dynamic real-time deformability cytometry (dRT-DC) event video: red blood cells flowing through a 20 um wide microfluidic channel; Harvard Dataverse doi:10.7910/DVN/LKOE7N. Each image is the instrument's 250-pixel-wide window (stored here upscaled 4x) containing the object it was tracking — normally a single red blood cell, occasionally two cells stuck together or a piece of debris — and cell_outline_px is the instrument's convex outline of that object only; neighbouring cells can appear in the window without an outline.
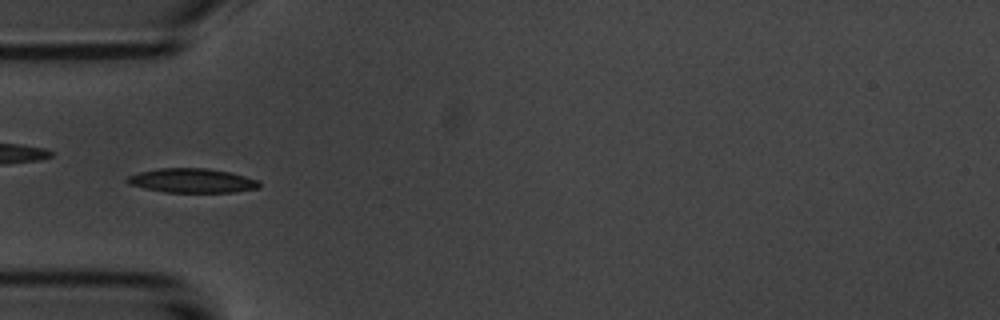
{"species": "common noctule bat (a hibernating species)", "species_latin": "Nyctalus noctula", "temperature_condition": "room temperature", "stored_images_in_passage": 6, "camera_frame_rate_fps": 3000, "um_per_image_px": 0.085, "animal": {"sex": "male", "body_mass_g": 20.1, "forearm_length_mm": 53.5}, "frame": {"image": 1, "passage_image": 5, "time_ms": 4.667, "image_size_px": [1000, 320], "cell_outline_px": [[260, 188], [236, 192], [164, 192], [144, 188], [128, 184], [124, 180], [128, 176], [140, 172], [160, 168], [208, 168], [232, 172], [260, 180]], "centroid_in_image_um": [16.37, 15.35], "position_along_channel_um": 68.6, "area_um2": 18.9}}